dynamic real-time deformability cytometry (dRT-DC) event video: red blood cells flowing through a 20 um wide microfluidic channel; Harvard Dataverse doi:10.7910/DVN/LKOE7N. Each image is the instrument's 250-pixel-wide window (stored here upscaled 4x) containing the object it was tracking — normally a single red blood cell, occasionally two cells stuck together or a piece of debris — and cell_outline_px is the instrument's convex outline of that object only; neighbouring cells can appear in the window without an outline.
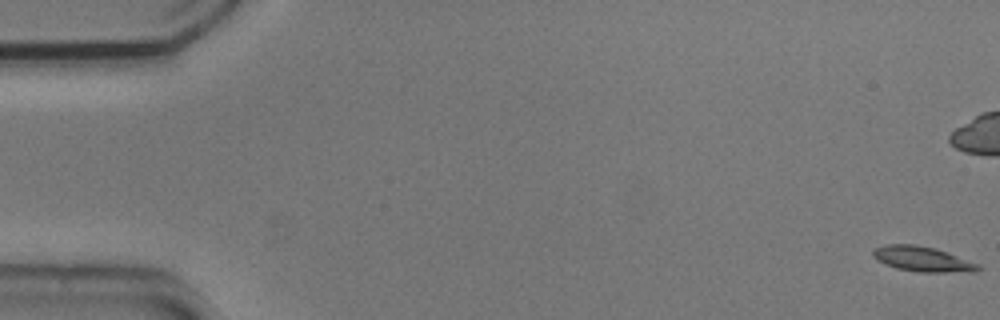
{"species": "common noctule bat (a hibernating species)", "species_latin": "Nyctalus noctula", "temperature_condition": "cold", "stored_images_in_passage": 57, "segment_of_instrument_passage": [1, 2], "camera_frame_rate_fps": 3000, "um_per_image_px": 0.085, "animal": {"sex": "male", "body_mass_g": 20.5, "forearm_length_mm": 52.5}, "frame": {"image": 1, "passage_image": 1, "time_ms": 0.0, "image_size_px": [1000, 320], "cell_outline_px": [[984, 268], [976, 272], [920, 272], [896, 268], [876, 260], [872, 256], [872, 252], [876, 248], [888, 244], [916, 244], [936, 248], [948, 252], [980, 264]], "centroid_in_image_um": [78.48, 22.02], "position_along_channel_um": 6.5, "area_um2": 15.61}}
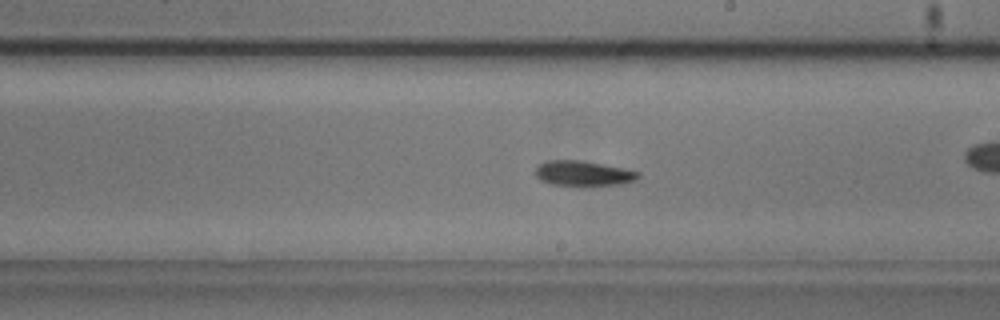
{"frame": {"image": 2, "passage_image": 32, "time_ms": 10.333, "image_size_px": [1000, 320], "cell_outline_px": [[640, 176], [636, 180], [620, 184], [588, 188], [580, 188], [548, 184], [540, 180], [536, 176], [536, 168], [540, 164], [548, 160], [576, 160], [624, 168], [640, 172]], "centroid_in_image_um": [49.58, 14.8], "position_along_channel_um": 239.4, "area_um2": 15.66}}
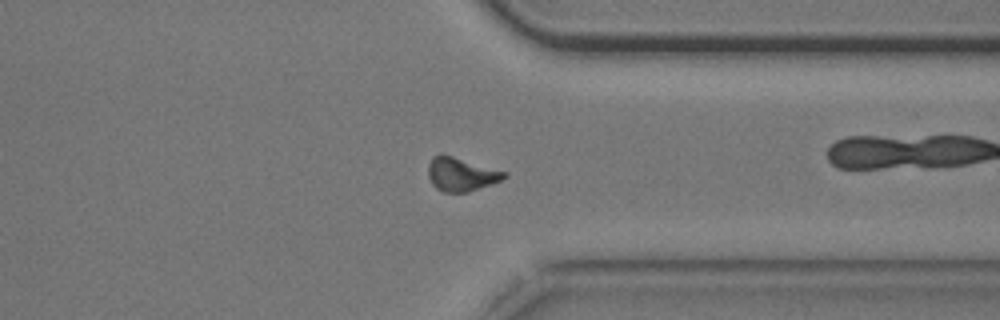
{"frame": {"image": 3, "passage_image": 43, "time_ms": 14.0, "image_size_px": [1000, 320], "cell_outline_px": [[508, 176], [492, 184], [468, 192], [444, 192], [436, 188], [432, 184], [428, 176], [428, 164], [432, 156], [440, 152], [508, 172]], "centroid_in_image_um": [39.18, 14.79], "position_along_channel_um": 372.2, "area_um2": 15.14}}